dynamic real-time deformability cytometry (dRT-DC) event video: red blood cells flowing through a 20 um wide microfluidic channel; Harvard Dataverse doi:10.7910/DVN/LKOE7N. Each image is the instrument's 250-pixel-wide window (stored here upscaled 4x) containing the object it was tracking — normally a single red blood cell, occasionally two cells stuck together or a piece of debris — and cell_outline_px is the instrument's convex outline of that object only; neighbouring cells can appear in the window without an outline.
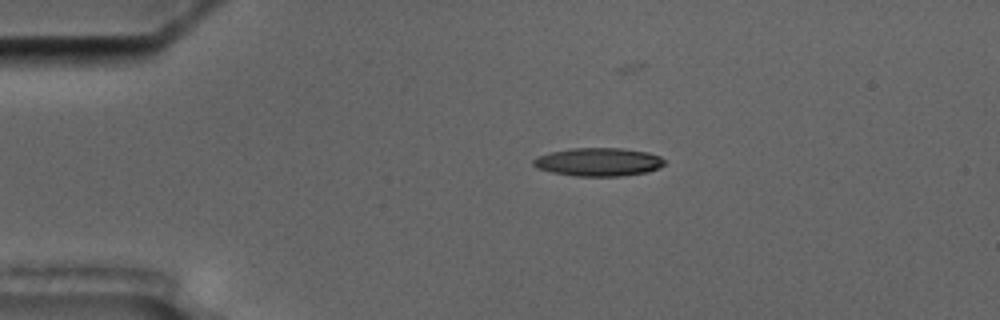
{"species": "common noctule bat (a hibernating species)", "species_latin": "Nyctalus noctula", "temperature_condition": "cold", "stored_images_in_passage": 5, "camera_frame_rate_fps": 3000, "um_per_image_px": 0.085, "animal": {"sex": "male", "body_mass_g": 17.5, "forearm_length_mm": 52.3}, "frame": {"image": 1, "passage_image": 1, "time_ms": 0.0, "image_size_px": [1000, 320], "cell_outline_px": [[664, 164], [660, 168], [648, 172], [620, 176], [576, 176], [552, 172], [536, 168], [532, 164], [532, 160], [536, 156], [568, 148], [620, 148], [648, 152], [660, 156], [664, 160]], "centroid_in_image_um": [50.86, 13.76], "position_along_channel_um": 34.1, "area_um2": 21.73}}
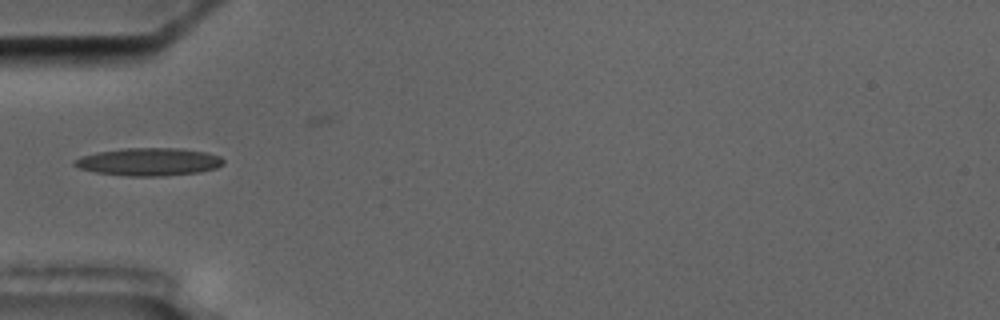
{"frame": {"image": 2, "passage_image": 3, "time_ms": 2.333, "image_size_px": [1000, 320], "cell_outline_px": [[224, 164], [216, 168], [200, 172], [160, 176], [128, 176], [96, 172], [80, 168], [72, 164], [72, 160], [80, 156], [96, 152], [124, 148], [180, 148], [208, 152], [220, 156], [224, 160]], "centroid_in_image_um": [12.66, 13.74], "position_along_channel_um": 72.3, "area_um2": 24.28}}